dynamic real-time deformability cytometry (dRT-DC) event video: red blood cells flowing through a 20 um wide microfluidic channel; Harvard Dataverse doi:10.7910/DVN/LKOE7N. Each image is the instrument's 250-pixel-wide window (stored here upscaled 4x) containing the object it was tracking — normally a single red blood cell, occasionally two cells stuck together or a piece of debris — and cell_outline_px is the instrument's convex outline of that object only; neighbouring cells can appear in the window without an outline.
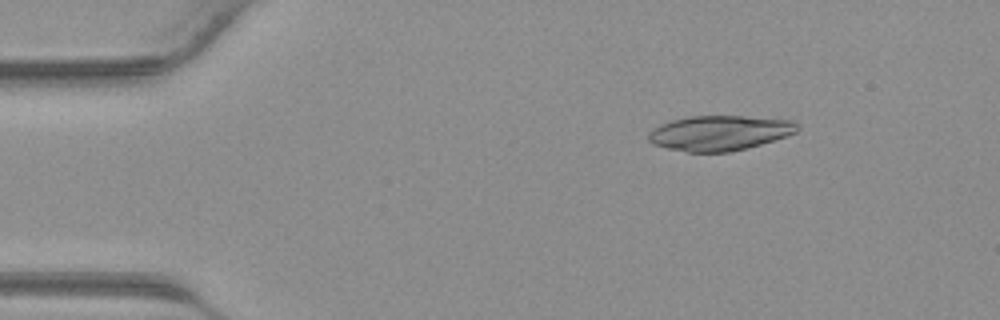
{"species": "common noctule bat (a hibernating species)", "species_latin": "Nyctalus noctula", "temperature_condition": "warm", "stored_images_in_passage": 15, "camera_frame_rate_fps": 3000, "um_per_image_px": 0.085, "animal": {"sex": "male", "body_mass_g": 23.1, "forearm_length_mm": 52.7}, "frame": {"image": 1, "passage_image": 6, "time_ms": 1.667, "image_size_px": [1000, 320], "cell_outline_px": [[800, 128], [796, 132], [788, 136], [748, 148], [728, 152], [688, 152], [668, 148], [652, 144], [648, 140], [648, 132], [652, 128], [660, 124], [672, 120], [688, 116], [744, 116], [792, 120]], "centroid_in_image_um": [61.15, 11.3], "position_along_channel_um": 23.8, "area_um2": 30.52}}